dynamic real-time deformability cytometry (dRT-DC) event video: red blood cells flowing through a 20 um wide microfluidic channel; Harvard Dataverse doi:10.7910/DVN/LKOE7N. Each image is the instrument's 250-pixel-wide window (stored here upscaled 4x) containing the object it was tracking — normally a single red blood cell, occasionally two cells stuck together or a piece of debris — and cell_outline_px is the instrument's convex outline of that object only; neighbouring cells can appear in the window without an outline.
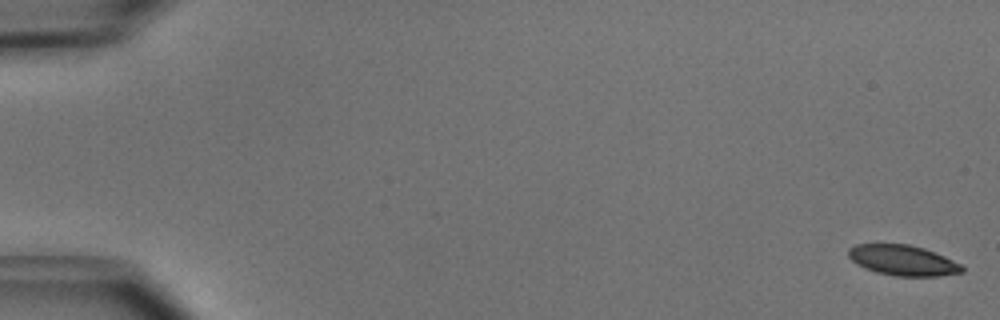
{"species": "common noctule bat (a hibernating species)", "species_latin": "Nyctalus noctula", "temperature_condition": "cold", "stored_images_in_passage": 51, "camera_frame_rate_fps": 3000, "um_per_image_px": 0.085, "animal": {"sex": "male", "body_mass_g": 15.6}, "frame": {"image": 1, "passage_image": 1, "time_ms": 0.0, "image_size_px": [1000, 320], "cell_outline_px": [[964, 272], [936, 276], [896, 276], [876, 272], [864, 268], [856, 264], [848, 256], [848, 248], [856, 244], [908, 244], [924, 248], [944, 256], [960, 264], [964, 268]], "centroid_in_image_um": [76.72, 22.12], "position_along_channel_um": 8.3, "area_um2": 20.11}}
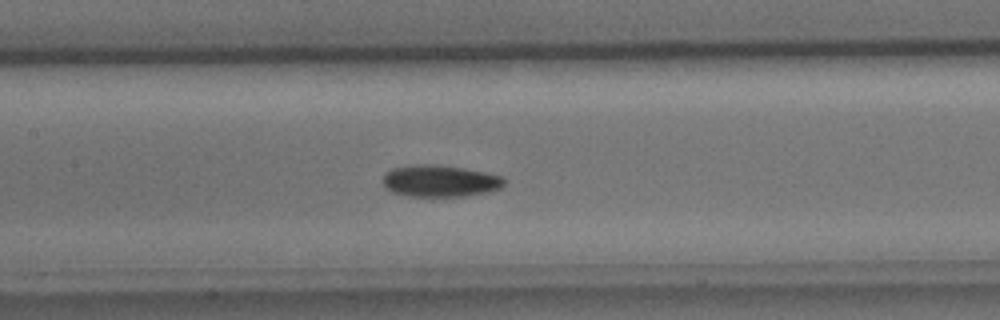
{"frame": {"image": 2, "passage_image": 25, "time_ms": 8.0, "image_size_px": [1000, 320], "cell_outline_px": [[504, 184], [500, 188], [492, 192], [464, 196], [408, 196], [392, 192], [380, 180], [384, 172], [392, 168], [416, 164], [424, 164], [464, 168], [504, 176]], "centroid_in_image_um": [37.39, 15.38], "position_along_channel_um": 170.0, "area_um2": 22.6}}
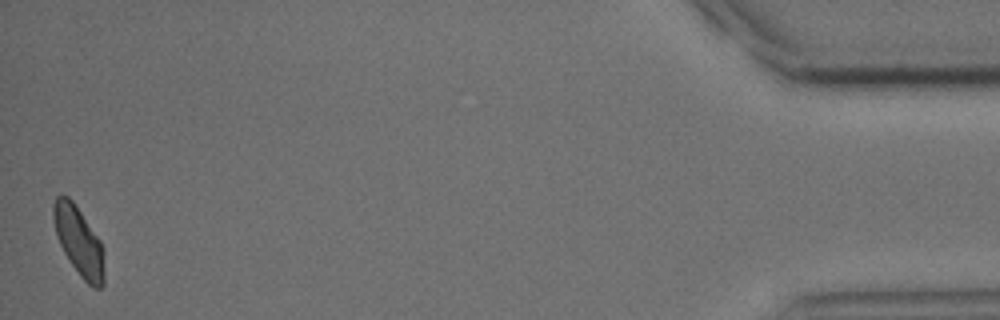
{"frame": {"image": 3, "passage_image": 51, "time_ms": 16.667, "image_size_px": [1000, 320], "cell_outline_px": [[104, 284], [100, 288], [92, 288], [80, 276], [68, 260], [56, 236], [52, 216], [52, 204], [56, 196], [68, 196], [72, 200], [100, 240], [104, 248]], "centroid_in_image_um": [6.7, 20.53], "position_along_channel_um": 428.5, "area_um2": 20.58}, "authors_computed_cell_mechanics": {"area_um2": 21.1548, "velocity_mm_per_s": 3.9575, "shape_relaxation_time_tau1_ms": 3.598, "shape_relaxation_time_tau2_ms": null, "deformation_change_tau1": 0.0973, "deformation_change_tau2": null}}